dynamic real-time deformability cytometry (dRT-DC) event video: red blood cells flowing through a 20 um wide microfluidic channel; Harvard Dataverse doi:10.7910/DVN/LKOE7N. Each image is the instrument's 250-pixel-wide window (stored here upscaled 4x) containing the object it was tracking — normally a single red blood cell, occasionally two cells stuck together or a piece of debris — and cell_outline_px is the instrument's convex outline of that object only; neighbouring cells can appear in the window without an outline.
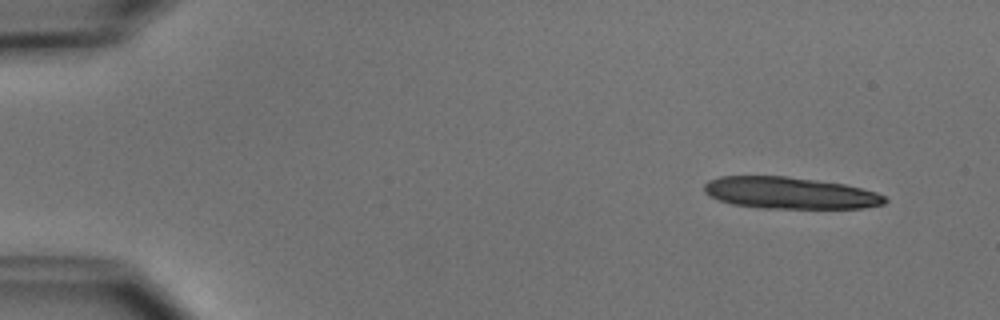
{"species": "common noctule bat (a hibernating species)", "species_latin": "Nyctalus noctula", "temperature_condition": "cold", "stored_images_in_passage": 4, "camera_frame_rate_fps": 3000, "um_per_image_px": 0.085, "animal": {"sex": "male", "body_mass_g": 15.6}, "frame": {"image": 1, "passage_image": 1, "time_ms": 0.0, "image_size_px": [1000, 320], "cell_outline_px": [[888, 200], [884, 204], [864, 208], [760, 208], [732, 204], [720, 200], [704, 192], [704, 184], [708, 180], [720, 176], [784, 176], [816, 180], [844, 184], [876, 192], [884, 196]], "centroid_in_image_um": [67.13, 16.4], "position_along_channel_um": 17.9, "area_um2": 33.29}}